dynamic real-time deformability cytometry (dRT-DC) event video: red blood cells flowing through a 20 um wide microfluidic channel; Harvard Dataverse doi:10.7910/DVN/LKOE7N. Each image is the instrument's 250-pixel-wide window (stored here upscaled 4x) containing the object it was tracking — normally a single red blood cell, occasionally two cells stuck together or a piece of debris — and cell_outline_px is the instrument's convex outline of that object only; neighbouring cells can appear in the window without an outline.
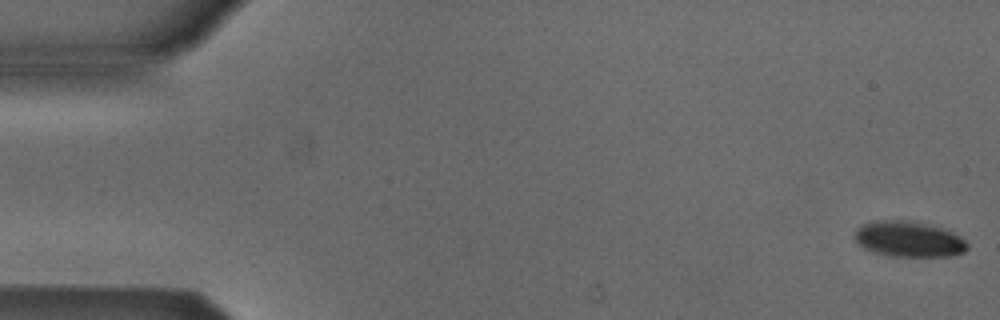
{"species": "Egyptian fruit bat (a non-hibernating species)", "species_latin": "Rousettus aegyptiacus", "temperature_condition": "cold", "stored_images_in_passage": 6, "camera_frame_rate_fps": 3000, "um_per_image_px": 0.085, "animal": {"sex": "male"}, "frame": {"image": 1, "passage_image": 1, "time_ms": 0.0, "image_size_px": [1000, 320], "cell_outline_px": [[968, 248], [964, 252], [952, 256], [888, 256], [872, 252], [856, 244], [852, 236], [856, 228], [864, 224], [880, 220], [904, 220], [924, 224], [940, 228], [952, 232], [960, 236], [968, 244]], "centroid_in_image_um": [77.19, 20.34], "position_along_channel_um": 7.8, "area_um2": 23.47}}
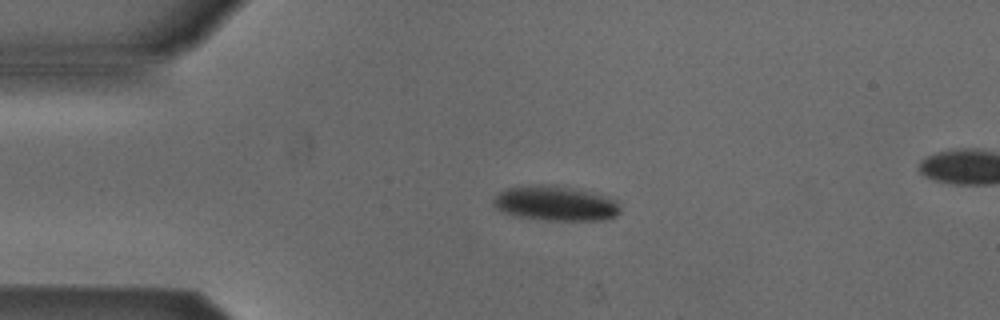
{"frame": {"image": 2, "passage_image": 4, "time_ms": 3.667, "image_size_px": [1000, 320], "cell_outline_px": [[620, 212], [616, 216], [604, 220], [544, 220], [512, 216], [496, 208], [492, 204], [492, 200], [500, 192], [508, 188], [536, 184], [552, 184], [604, 196], [616, 200], [620, 204]], "centroid_in_image_um": [47.19, 17.3], "position_along_channel_um": 37.8, "area_um2": 25.72}}